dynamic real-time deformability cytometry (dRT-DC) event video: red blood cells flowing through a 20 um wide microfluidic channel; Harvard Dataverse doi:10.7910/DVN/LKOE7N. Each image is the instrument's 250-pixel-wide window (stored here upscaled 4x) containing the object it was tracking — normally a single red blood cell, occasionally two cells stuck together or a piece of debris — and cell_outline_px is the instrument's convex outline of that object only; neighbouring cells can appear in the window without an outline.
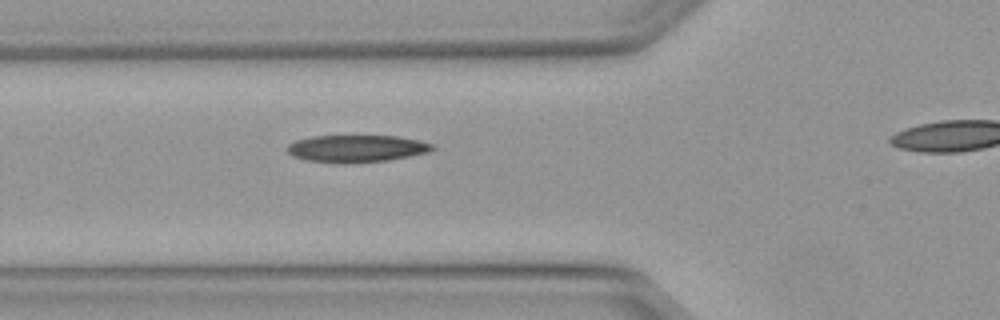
{"species": "Egyptian fruit bat (a non-hibernating species)", "species_latin": "Rousettus aegyptiacus", "temperature_condition": "warm", "stored_images_in_passage": 28, "camera_frame_rate_fps": 3000, "um_per_image_px": 0.085, "animal": {"sex": "female"}, "frame": {"image": 1, "passage_image": 5, "time_ms": 1.333, "image_size_px": [1000, 320], "cell_outline_px": [[436, 148], [428, 152], [388, 160], [344, 164], [304, 160], [292, 156], [284, 148], [288, 144], [296, 140], [312, 136], [396, 136], [436, 144]], "centroid_in_image_um": [30.26, 12.63], "position_along_channel_um": 95.5, "area_um2": 23.18}}